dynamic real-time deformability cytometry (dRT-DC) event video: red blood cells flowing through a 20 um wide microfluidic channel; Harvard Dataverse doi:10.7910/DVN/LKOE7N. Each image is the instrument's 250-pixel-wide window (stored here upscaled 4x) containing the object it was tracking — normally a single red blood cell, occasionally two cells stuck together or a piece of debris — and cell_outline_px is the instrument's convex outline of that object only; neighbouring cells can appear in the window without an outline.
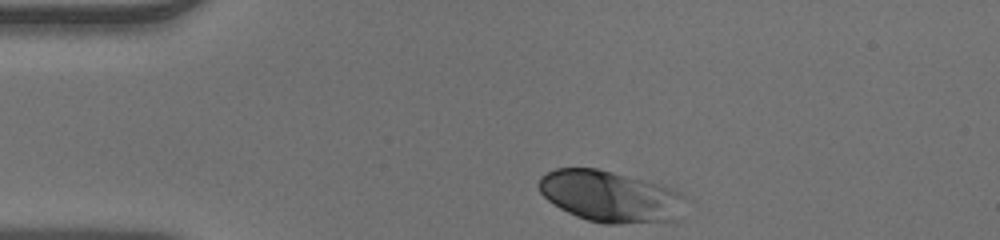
{"species": "human", "species_latin": "Homo sapiens", "temperature_condition": "warm", "stored_images_in_passage": 32, "camera_frame_rate_fps": 3000, "um_per_image_px": 0.085, "donor": {"sex": "male"}, "frame": {"image": 1, "passage_image": 1, "time_ms": 0.0, "image_size_px": [1000, 240], "cell_outline_px": [[684, 196], [676, 220], [616, 224], [604, 224], [588, 220], [576, 216], [560, 208], [548, 200], [540, 192], [536, 184], [540, 176], [556, 168], [596, 168], [612, 172], [672, 188], [680, 192]], "centroid_in_image_um": [51.79, 16.69], "position_along_channel_um": 33.2, "area_um2": 43.29}}
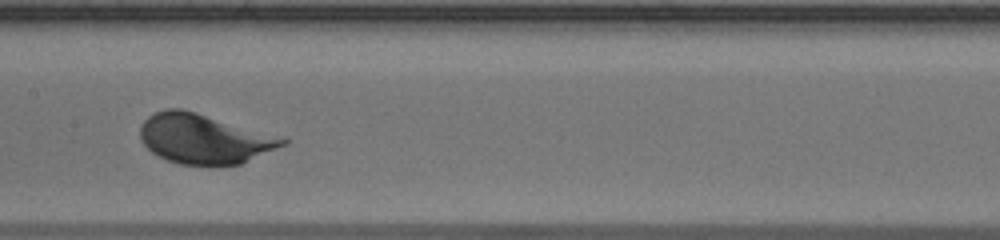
{"frame": {"image": 2, "passage_image": 16, "time_ms": 5.0, "image_size_px": [1000, 240], "cell_outline_px": [[288, 144], [240, 164], [224, 168], [208, 168], [180, 164], [168, 160], [152, 152], [140, 140], [140, 128], [144, 120], [148, 116], [164, 108], [180, 108], [196, 112], [288, 136]], "centroid_in_image_um": [17.45, 11.82], "position_along_channel_um": 189.9, "area_um2": 42.77}}
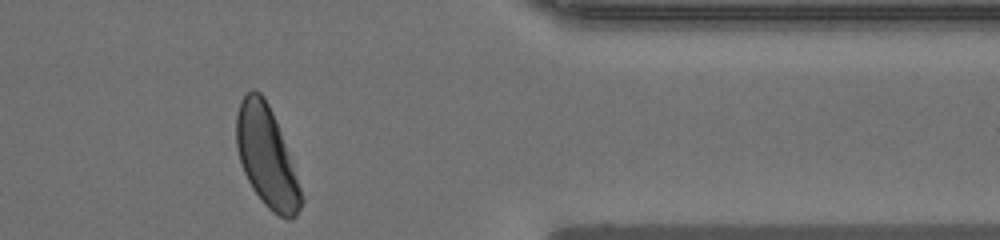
{"frame": {"image": 3, "passage_image": 32, "time_ms": 10.333, "image_size_px": [1000, 240], "cell_outline_px": [[304, 200], [296, 216], [292, 220], [288, 220], [272, 212], [264, 204], [252, 188], [244, 172], [236, 148], [236, 116], [240, 100], [252, 88], [260, 92], [264, 96], [272, 112], [288, 152]], "centroid_in_image_um": [22.65, 13.34], "position_along_channel_um": 388.8, "area_um2": 37.51}}